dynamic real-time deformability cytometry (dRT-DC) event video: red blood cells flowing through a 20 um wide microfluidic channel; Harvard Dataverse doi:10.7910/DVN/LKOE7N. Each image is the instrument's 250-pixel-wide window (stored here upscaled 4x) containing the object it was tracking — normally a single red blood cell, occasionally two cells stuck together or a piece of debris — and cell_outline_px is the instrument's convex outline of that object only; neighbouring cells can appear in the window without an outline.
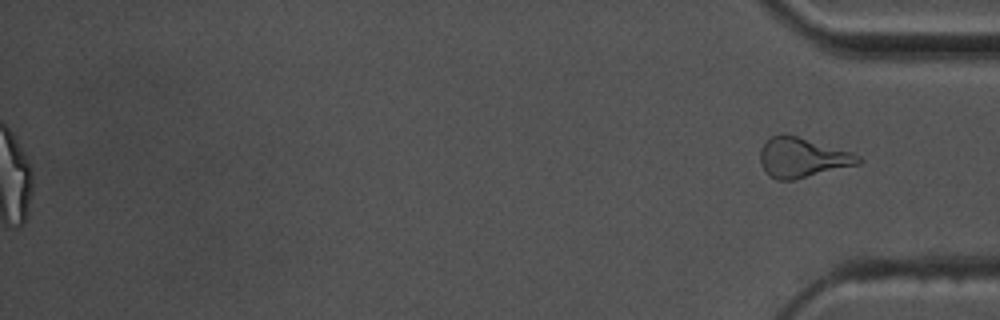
{"species": "common noctule bat (a hibernating species)", "species_latin": "Nyctalus noctula", "temperature_condition": "warm", "stored_images_in_passage": 57, "segment_of_instrument_passage": [2, 2], "camera_frame_rate_fps": 3000, "um_per_image_px": 0.085, "animal": {"sex": "male", "body_mass_g": 17.5, "forearm_length_mm": 52.3}, "frame": {"image": 1, "passage_image": 57, "time_ms": 18.667, "image_size_px": [1000, 320], "cell_outline_px": [[864, 160], [860, 164], [792, 180], [776, 180], [768, 176], [760, 164], [760, 148], [772, 136], [784, 132], [852, 152], [860, 156]], "centroid_in_image_um": [68.19, 13.39], "position_along_channel_um": 367.0, "area_um2": 22.95}}